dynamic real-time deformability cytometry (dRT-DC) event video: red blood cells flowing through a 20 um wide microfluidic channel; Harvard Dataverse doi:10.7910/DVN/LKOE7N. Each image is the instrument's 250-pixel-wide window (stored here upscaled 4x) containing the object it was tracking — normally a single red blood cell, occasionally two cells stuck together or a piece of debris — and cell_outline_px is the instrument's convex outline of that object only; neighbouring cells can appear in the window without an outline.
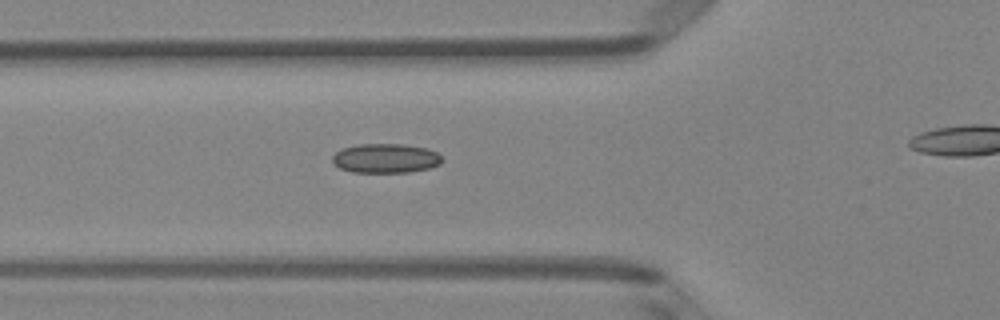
{"species": "Egyptian fruit bat (a non-hibernating species)", "species_latin": "Rousettus aegyptiacus", "temperature_condition": "room temperature", "stored_images_in_passage": 28, "camera_frame_rate_fps": 3000, "um_per_image_px": 0.085, "animal": {"sex": "female"}, "frame": {"image": 1, "passage_image": 2, "time_ms": 0.333, "image_size_px": [1000, 320], "cell_outline_px": [[444, 160], [440, 164], [428, 168], [408, 172], [352, 172], [340, 168], [332, 164], [332, 156], [336, 152], [344, 148], [360, 144], [404, 144], [428, 148], [436, 152]], "centroid_in_image_um": [32.78, 13.45], "position_along_channel_um": 93.0, "area_um2": 18.79}}
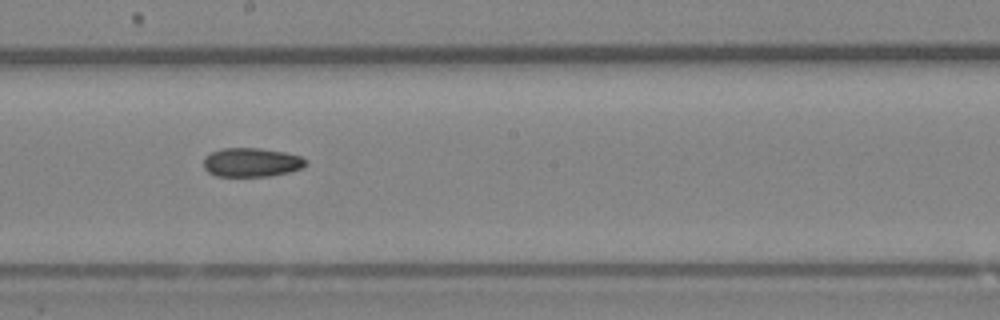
{"frame": {"image": 2, "passage_image": 12, "time_ms": 3.667, "image_size_px": [1000, 320], "cell_outline_px": [[308, 164], [304, 168], [288, 172], [268, 176], [216, 176], [208, 172], [204, 168], [204, 156], [212, 152], [224, 148], [260, 148], [284, 152], [300, 156], [308, 160]], "centroid_in_image_um": [21.4, 13.8], "position_along_channel_um": 226.8, "area_um2": 17.34}}
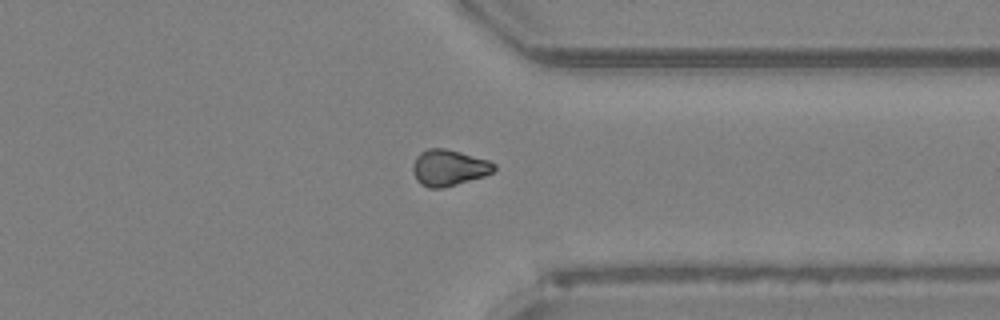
{"frame": {"image": 3, "passage_image": 23, "time_ms": 7.333, "image_size_px": [1000, 320], "cell_outline_px": [[496, 168], [492, 172], [484, 176], [444, 188], [428, 188], [420, 184], [416, 180], [412, 172], [412, 164], [416, 156], [420, 152], [428, 148], [444, 148], [460, 152], [488, 160], [496, 164]], "centroid_in_image_um": [38.11, 14.26], "position_along_channel_um": 373.3, "area_um2": 17.28}}